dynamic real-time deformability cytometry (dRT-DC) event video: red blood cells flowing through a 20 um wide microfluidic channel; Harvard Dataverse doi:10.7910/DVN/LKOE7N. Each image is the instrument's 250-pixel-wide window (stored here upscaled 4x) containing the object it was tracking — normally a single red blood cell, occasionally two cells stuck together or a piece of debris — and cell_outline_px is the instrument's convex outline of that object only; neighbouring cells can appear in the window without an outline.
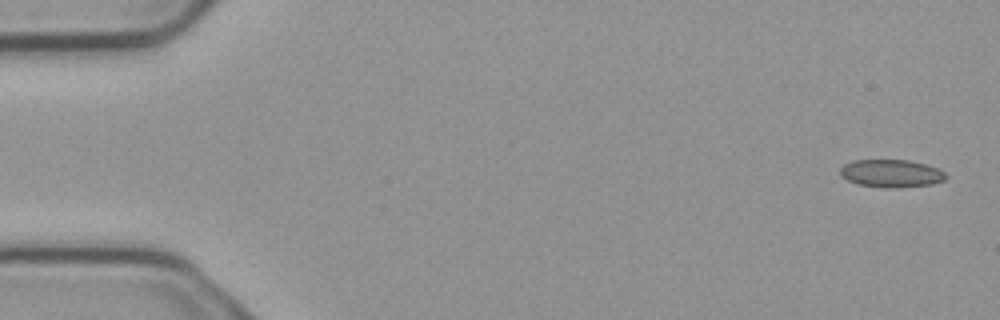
{"species": "common noctule bat (a hibernating species)", "species_latin": "Nyctalus noctula", "temperature_condition": "cold", "stored_images_in_passage": 4, "camera_frame_rate_fps": 3000, "um_per_image_px": 0.085, "animal": {"sex": "male", "body_mass_g": 23.1, "forearm_length_mm": 52.7}, "frame": {"image": 1, "passage_image": 1, "time_ms": 0.0, "image_size_px": [1000, 320], "cell_outline_px": [[948, 176], [944, 180], [932, 184], [896, 188], [880, 188], [860, 184], [848, 180], [840, 176], [840, 168], [844, 164], [856, 160], [908, 160], [940, 168]], "centroid_in_image_um": [75.77, 14.74], "position_along_channel_um": 9.2, "area_um2": 17.17}}
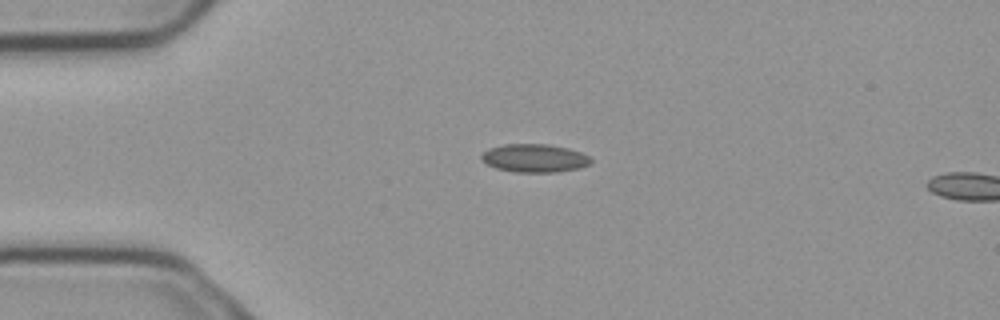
{"frame": {"image": 2, "passage_image": 3, "time_ms": 0.667, "image_size_px": [1000, 320], "cell_outline_px": [[592, 164], [580, 168], [556, 172], [516, 172], [496, 168], [480, 160], [480, 156], [488, 148], [504, 144], [548, 144], [568, 148], [580, 152], [588, 156], [592, 160]], "centroid_in_image_um": [45.44, 13.44], "position_along_channel_um": 39.6, "area_um2": 18.09}}